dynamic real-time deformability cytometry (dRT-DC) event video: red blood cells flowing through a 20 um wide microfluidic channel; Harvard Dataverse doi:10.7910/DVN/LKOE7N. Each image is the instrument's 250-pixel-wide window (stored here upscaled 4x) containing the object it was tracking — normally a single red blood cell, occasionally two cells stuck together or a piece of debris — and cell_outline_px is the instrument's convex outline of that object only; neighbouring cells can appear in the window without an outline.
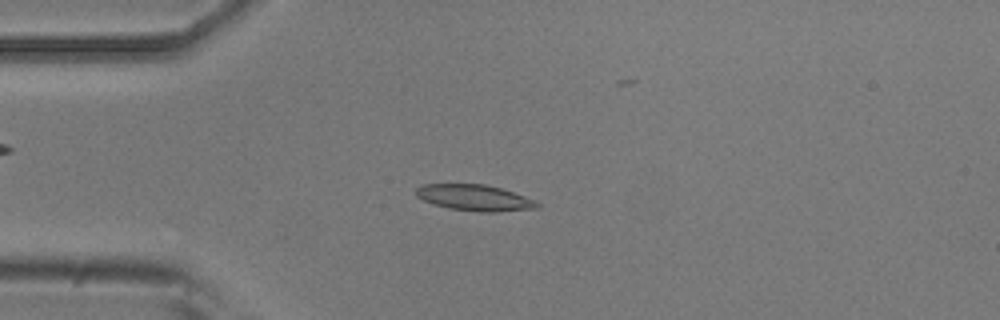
{"species": "common noctule bat (a hibernating species)", "species_latin": "Nyctalus noctula", "temperature_condition": "room temperature", "stored_images_in_passage": 51, "camera_frame_rate_fps": 3000, "um_per_image_px": 0.085, "animal": {"sex": "male", "body_mass_g": 20.5, "forearm_length_mm": 52.5}, "frame": {"image": 1, "passage_image": 12, "time_ms": 3.667, "image_size_px": [1000, 320], "cell_outline_px": [[540, 208], [496, 212], [480, 212], [448, 208], [432, 204], [416, 196], [416, 188], [424, 184], [484, 184], [500, 188], [536, 200], [540, 204]], "centroid_in_image_um": [40.35, 16.81], "position_along_channel_um": 44.6, "area_um2": 18.44}}
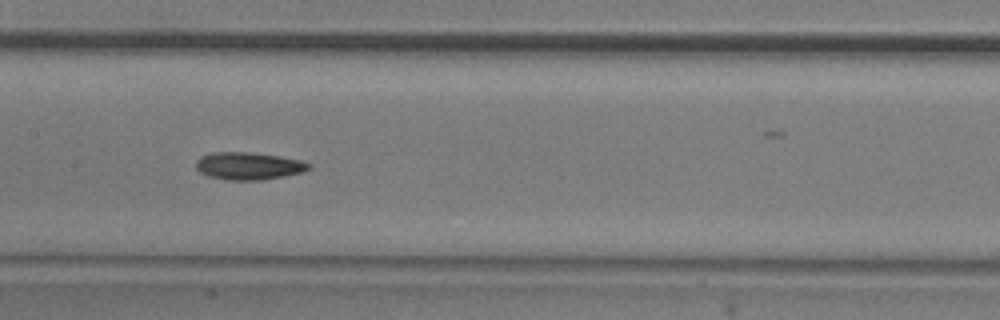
{"frame": {"image": 2, "passage_image": 24, "time_ms": 7.667, "image_size_px": [1000, 320], "cell_outline_px": [[312, 168], [300, 172], [284, 176], [260, 180], [228, 180], [208, 176], [200, 172], [196, 168], [196, 160], [200, 156], [212, 152], [248, 152], [276, 156], [300, 160], [312, 164]], "centroid_in_image_um": [21.1, 14.1], "position_along_channel_um": 186.3, "area_um2": 17.98}}
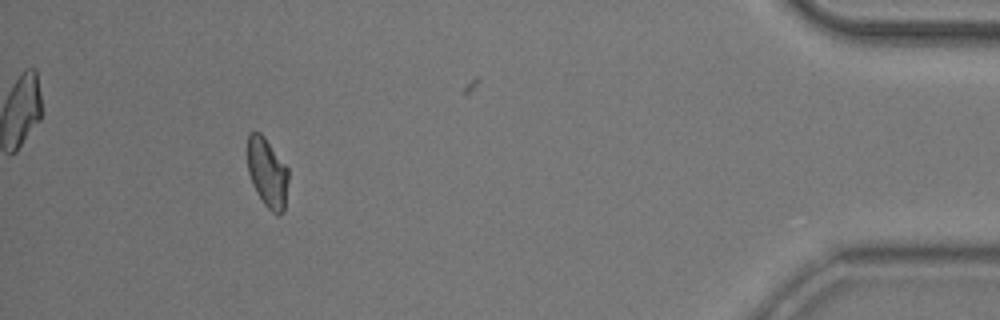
{"frame": {"image": 3, "passage_image": 46, "time_ms": 15.0, "image_size_px": [1000, 320], "cell_outline_px": [[288, 180], [284, 212], [280, 216], [276, 216], [264, 204], [256, 192], [252, 184], [248, 172], [248, 132], [260, 132], [264, 136], [288, 168]], "centroid_in_image_um": [22.73, 14.71], "position_along_channel_um": 412.5, "area_um2": 16.65}, "authors_computed_cell_mechanics": {"area_um2": 17.629, "velocity_mm_per_s": 3.9437, "shape_relaxation_time_tau1_ms": 9.3068, "shape_relaxation_time_tau2_ms": 11.257, "deformation_change_tau1": 0.1867, "deformation_change_tau2": 0.1665}}